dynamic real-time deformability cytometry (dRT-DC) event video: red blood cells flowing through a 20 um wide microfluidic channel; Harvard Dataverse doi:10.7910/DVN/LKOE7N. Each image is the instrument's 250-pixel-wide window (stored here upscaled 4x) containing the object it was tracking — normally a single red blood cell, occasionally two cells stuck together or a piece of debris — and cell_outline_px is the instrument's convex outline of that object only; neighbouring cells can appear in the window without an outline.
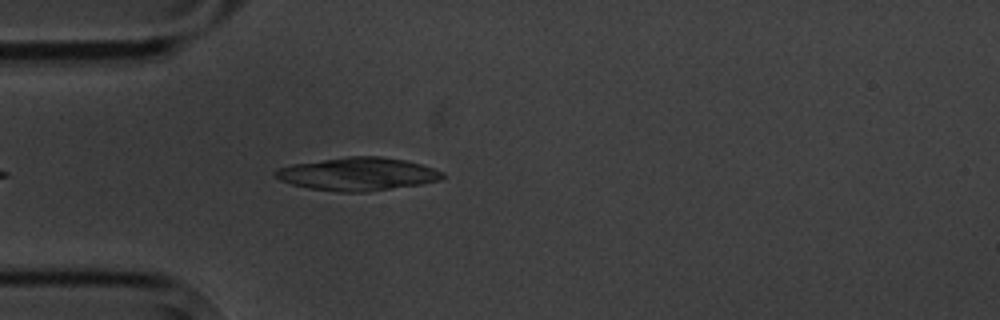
{"species": "common noctule bat (a hibernating species)", "species_latin": "Nyctalus noctula", "temperature_condition": "cold", "stored_images_in_passage": 1, "camera_frame_rate_fps": 3000, "um_per_image_px": 0.085, "animal": {"sex": "male", "body_mass_g": 20.1, "forearm_length_mm": 53.5}, "frame": {"image": 1, "passage_image": 1, "time_ms": 0.0, "image_size_px": [1000, 320], "cell_outline_px": [[444, 176], [440, 180], [420, 184], [368, 192], [340, 192], [308, 188], [292, 184], [280, 180], [272, 172], [276, 168], [292, 164], [348, 156], [380, 156], [404, 160], [420, 164], [444, 172]], "centroid_in_image_um": [30.38, 14.79], "position_along_channel_um": 54.6, "area_um2": 32.14}}